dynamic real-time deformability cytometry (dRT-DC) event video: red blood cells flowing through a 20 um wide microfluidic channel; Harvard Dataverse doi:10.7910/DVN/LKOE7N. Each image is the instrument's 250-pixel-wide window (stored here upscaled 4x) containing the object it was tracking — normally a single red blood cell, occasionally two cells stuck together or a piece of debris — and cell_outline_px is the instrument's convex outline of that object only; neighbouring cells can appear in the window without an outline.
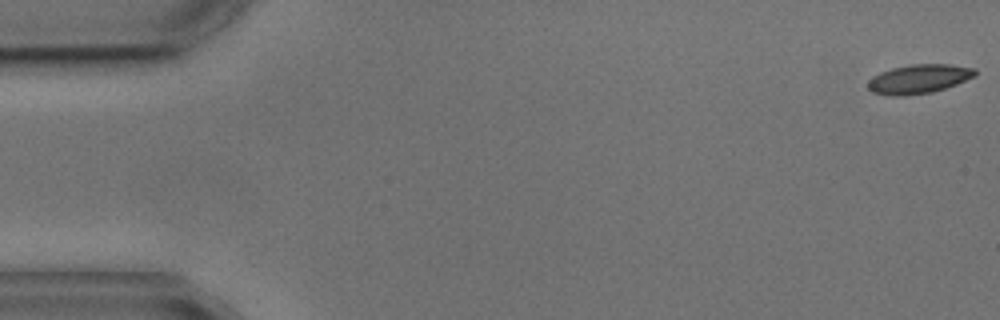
{"species": "common noctule bat (a hibernating species)", "species_latin": "Nyctalus noctula", "temperature_condition": "cold", "stored_images_in_passage": 6, "segment_of_instrument_passage": [1, 2], "camera_frame_rate_fps": 3000, "um_per_image_px": 0.085, "animal": {"sex": "male", "body_mass_g": 17.9, "forearm_length_mm": 54.2}, "frame": {"image": 1, "passage_image": 1, "time_ms": 0.0, "image_size_px": [1000, 320], "cell_outline_px": [[976, 76], [956, 84], [932, 92], [904, 96], [892, 96], [872, 92], [868, 88], [868, 80], [872, 76], [880, 72], [892, 68], [912, 64], [952, 64], [976, 68]], "centroid_in_image_um": [78.1, 6.7], "position_along_channel_um": 6.9, "area_um2": 18.26}}
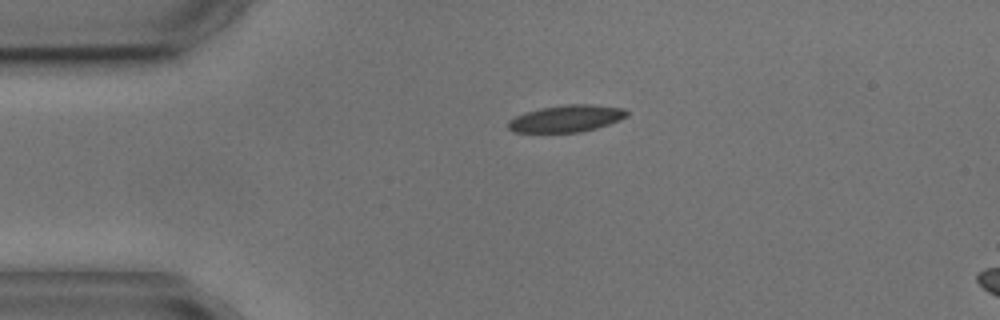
{"frame": {"image": 2, "passage_image": 4, "time_ms": 3.667, "image_size_px": [1000, 320], "cell_outline_px": [[628, 116], [620, 120], [596, 128], [580, 132], [512, 132], [508, 128], [508, 120], [524, 112], [540, 108], [564, 104], [592, 104], [624, 108], [628, 112]], "centroid_in_image_um": [48.14, 10.07], "position_along_channel_um": 36.9, "area_um2": 18.73}}